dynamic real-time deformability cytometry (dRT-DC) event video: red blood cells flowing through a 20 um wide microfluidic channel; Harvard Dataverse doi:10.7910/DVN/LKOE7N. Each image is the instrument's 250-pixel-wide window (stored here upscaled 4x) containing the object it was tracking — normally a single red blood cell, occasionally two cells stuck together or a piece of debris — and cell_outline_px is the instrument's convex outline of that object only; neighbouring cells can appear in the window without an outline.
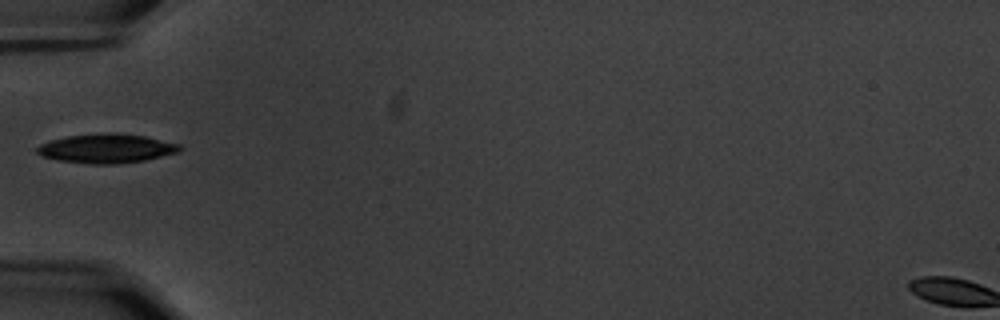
{"species": "common noctule bat (a hibernating species)", "species_latin": "Nyctalus noctula", "temperature_condition": "warm", "stored_images_in_passage": 25, "camera_frame_rate_fps": 3000, "um_per_image_px": 0.085, "animal": {"sex": "male", "body_mass_g": 20.1, "forearm_length_mm": 53.5}, "frame": {"image": 1, "passage_image": 1, "time_ms": 0.0, "image_size_px": [1000, 320], "cell_outline_px": [[184, 148], [180, 152], [144, 160], [116, 164], [88, 164], [60, 160], [44, 156], [36, 152], [36, 148], [40, 144], [48, 140], [68, 136], [108, 132], [112, 132], [144, 136], [180, 144]], "centroid_in_image_um": [9.07, 12.61], "position_along_channel_um": 75.9, "area_um2": 24.28}}